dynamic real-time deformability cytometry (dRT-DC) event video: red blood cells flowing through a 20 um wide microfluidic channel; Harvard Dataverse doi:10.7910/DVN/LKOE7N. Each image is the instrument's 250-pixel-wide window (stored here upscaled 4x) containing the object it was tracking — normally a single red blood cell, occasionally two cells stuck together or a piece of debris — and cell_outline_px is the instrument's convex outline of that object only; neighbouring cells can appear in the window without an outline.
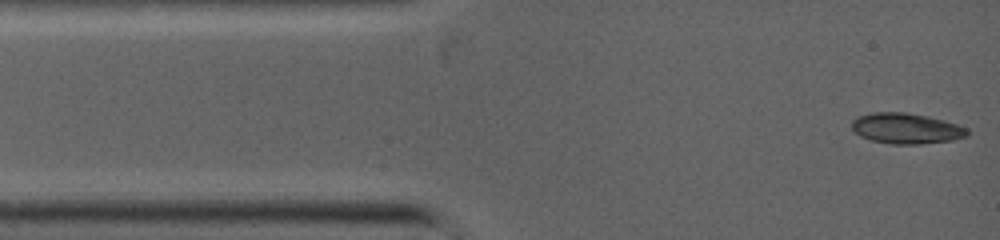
{"species": "common noctule bat (a hibernating species)", "species_latin": "Nyctalus noctula", "temperature_condition": "warm", "stored_images_in_passage": 54, "camera_frame_rate_fps": 5000, "um_per_image_px": 0.085, "animal": {"sex": "female", "body_mass_g": 19.0, "forearm_length_mm": 53.3}, "frame": {"image": 1, "passage_image": 1, "time_ms": 0.0, "image_size_px": [1000, 240], "cell_outline_px": [[968, 136], [952, 140], [920, 144], [892, 144], [872, 140], [860, 136], [852, 128], [852, 120], [856, 116], [872, 112], [904, 112], [928, 116], [944, 120], [968, 128]], "centroid_in_image_um": [77.02, 10.91], "position_along_channel_um": 8.0, "area_um2": 20.63}}
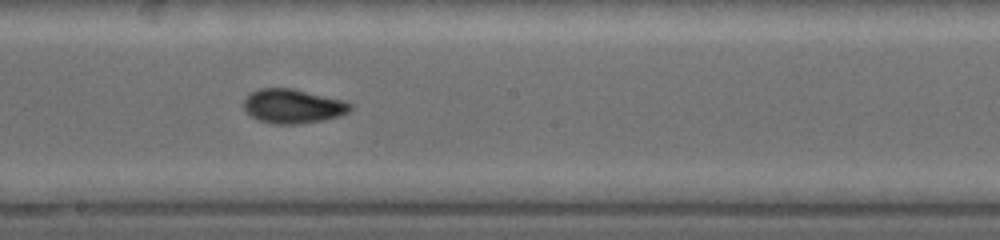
{"frame": {"image": 2, "passage_image": 24, "time_ms": 5.6, "image_size_px": [1000, 240], "cell_outline_px": [[352, 108], [348, 112], [340, 116], [324, 120], [296, 124], [276, 124], [256, 120], [244, 108], [244, 100], [252, 92], [260, 88], [292, 88], [340, 100], [352, 104]], "centroid_in_image_um": [24.88, 9.03], "position_along_channel_um": 223.3, "area_um2": 20.98}}
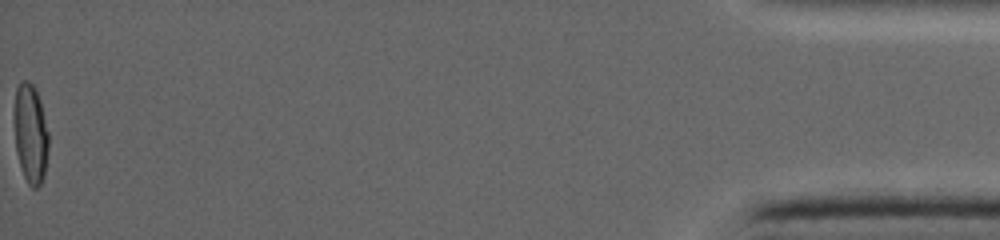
{"frame": {"image": 3, "passage_image": 54, "time_ms": 12.8, "image_size_px": [1000, 240], "cell_outline_px": [[48, 152], [44, 176], [40, 184], [36, 188], [32, 188], [28, 184], [24, 176], [16, 152], [12, 116], [12, 112], [16, 88], [20, 80], [28, 80], [36, 88], [40, 100], [48, 132]], "centroid_in_image_um": [2.56, 11.3], "position_along_channel_um": 432.6, "area_um2": 20.46}}